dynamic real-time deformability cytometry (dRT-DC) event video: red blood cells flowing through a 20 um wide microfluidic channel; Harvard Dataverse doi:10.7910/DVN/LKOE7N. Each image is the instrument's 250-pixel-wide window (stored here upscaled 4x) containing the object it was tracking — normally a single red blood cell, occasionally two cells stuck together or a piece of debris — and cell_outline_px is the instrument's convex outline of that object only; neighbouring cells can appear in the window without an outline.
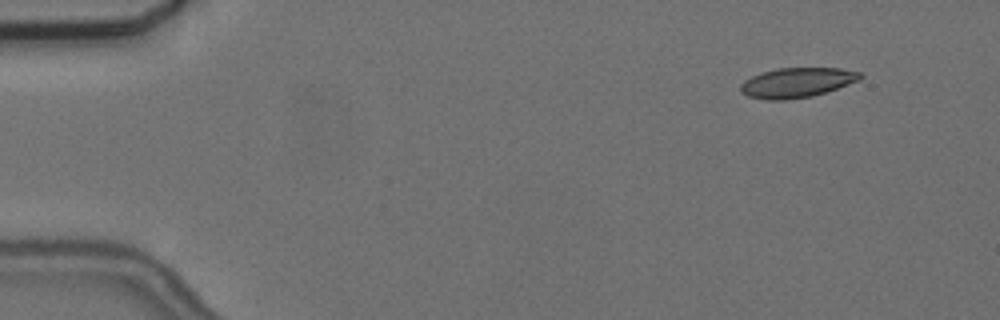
{"species": "common noctule bat (a hibernating species)", "species_latin": "Nyctalus noctula", "temperature_condition": "cold", "stored_images_in_passage": 6, "camera_frame_rate_fps": 3000, "um_per_image_px": 0.085, "animal": {"sex": "female", "body_mass_g": 24.6, "forearm_length_mm": 56.2}, "frame": {"image": 1, "passage_image": 1, "time_ms": 0.0, "image_size_px": [1000, 320], "cell_outline_px": [[864, 76], [860, 80], [812, 96], [784, 100], [768, 100], [748, 96], [740, 92], [740, 84], [744, 80], [760, 72], [776, 68], [840, 68], [860, 72]], "centroid_in_image_um": [67.71, 7.01], "position_along_channel_um": 17.3, "area_um2": 20.81}}
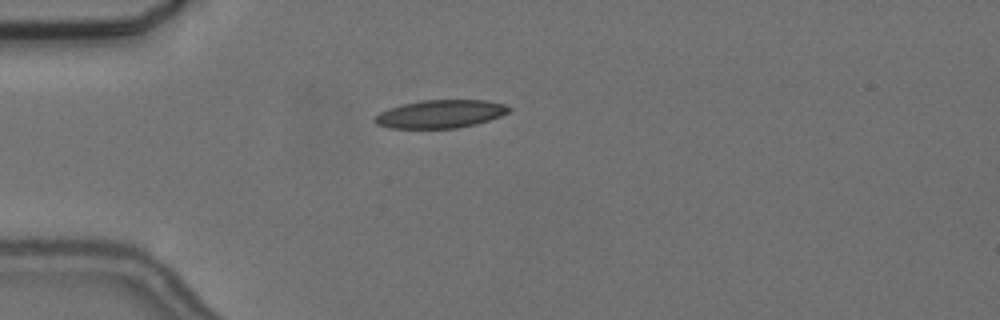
{"frame": {"image": 2, "passage_image": 4, "time_ms": 3.333, "image_size_px": [1000, 320], "cell_outline_px": [[512, 108], [508, 112], [500, 116], [476, 124], [456, 128], [388, 128], [376, 124], [372, 120], [380, 112], [388, 108], [420, 100], [488, 100], [504, 104]], "centroid_in_image_um": [37.42, 9.68], "position_along_channel_um": 47.6, "area_um2": 21.96}}
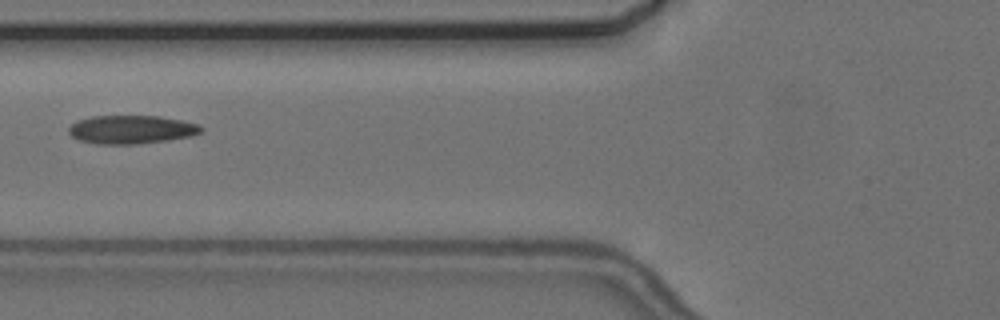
{"frame": {"image": 3, "passage_image": 6, "time_ms": 5.667, "image_size_px": [1000, 320], "cell_outline_px": [[204, 128], [200, 132], [192, 136], [168, 140], [136, 144], [96, 144], [80, 140], [72, 136], [68, 132], [68, 128], [76, 120], [92, 116], [160, 116], [180, 120], [196, 124]], "centroid_in_image_um": [11.14, 11.01], "position_along_channel_um": 114.7, "area_um2": 21.91}}